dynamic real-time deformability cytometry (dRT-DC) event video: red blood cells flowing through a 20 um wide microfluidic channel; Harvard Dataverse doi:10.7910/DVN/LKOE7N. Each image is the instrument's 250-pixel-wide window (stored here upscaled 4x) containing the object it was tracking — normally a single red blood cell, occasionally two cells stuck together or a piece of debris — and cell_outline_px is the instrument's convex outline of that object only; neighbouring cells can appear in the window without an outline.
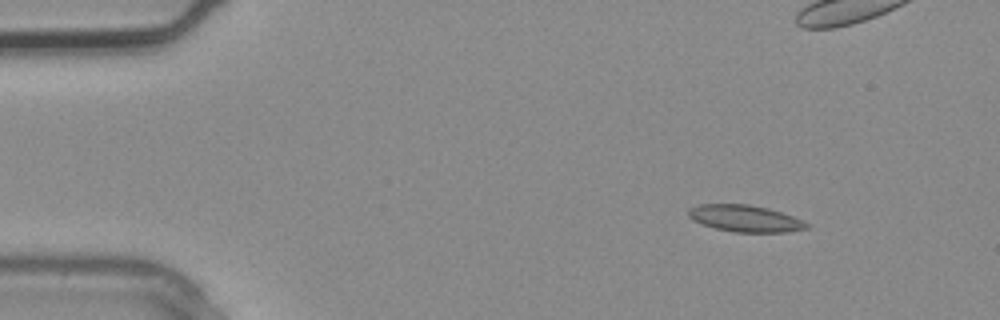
{"species": "common noctule bat (a hibernating species)", "species_latin": "Nyctalus noctula", "temperature_condition": "warm", "stored_images_in_passage": 3, "camera_frame_rate_fps": 3000, "um_per_image_px": 0.085, "animal": {"sex": "male", "body_mass_g": 20.4}, "frame": {"image": 1, "passage_image": 1, "time_ms": 0.0, "image_size_px": [1000, 320], "cell_outline_px": [[808, 228], [788, 232], [732, 232], [716, 228], [692, 220], [688, 216], [688, 208], [700, 204], [748, 204], [768, 208], [792, 216], [808, 224]], "centroid_in_image_um": [63.3, 18.56], "position_along_channel_um": 21.7, "area_um2": 18.26}}